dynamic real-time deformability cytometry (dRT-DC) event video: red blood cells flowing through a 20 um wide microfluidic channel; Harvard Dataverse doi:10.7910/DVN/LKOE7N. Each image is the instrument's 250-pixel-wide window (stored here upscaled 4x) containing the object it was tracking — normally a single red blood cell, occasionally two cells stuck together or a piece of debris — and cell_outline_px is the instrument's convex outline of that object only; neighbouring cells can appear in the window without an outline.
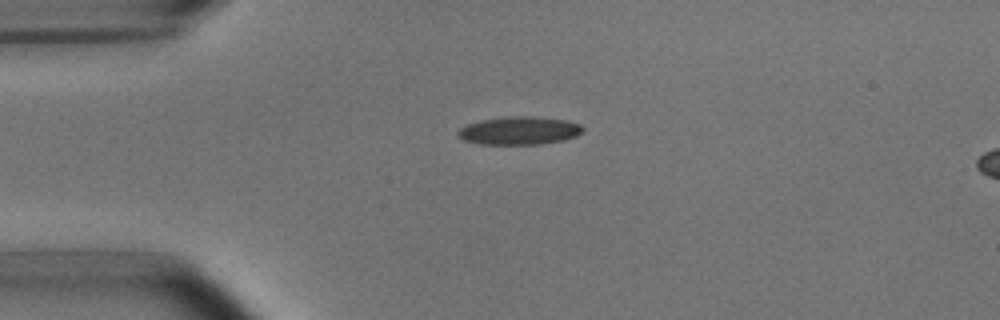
{"species": "common noctule bat (a hibernating species)", "species_latin": "Nyctalus noctula", "temperature_condition": "room temperature", "stored_images_in_passage": 1, "camera_frame_rate_fps": 3000, "um_per_image_px": 0.085, "animal": {"sex": "male", "body_mass_g": 15.6}, "frame": {"image": 1, "passage_image": 1, "time_ms": 0.0, "image_size_px": [1000, 320], "cell_outline_px": [[584, 132], [576, 136], [564, 140], [540, 144], [480, 144], [464, 140], [456, 132], [460, 128], [468, 124], [480, 120], [508, 116], [532, 116], [564, 120], [580, 124], [584, 128]], "centroid_in_image_um": [44.16, 11.1], "position_along_channel_um": 40.8, "area_um2": 20.4}}